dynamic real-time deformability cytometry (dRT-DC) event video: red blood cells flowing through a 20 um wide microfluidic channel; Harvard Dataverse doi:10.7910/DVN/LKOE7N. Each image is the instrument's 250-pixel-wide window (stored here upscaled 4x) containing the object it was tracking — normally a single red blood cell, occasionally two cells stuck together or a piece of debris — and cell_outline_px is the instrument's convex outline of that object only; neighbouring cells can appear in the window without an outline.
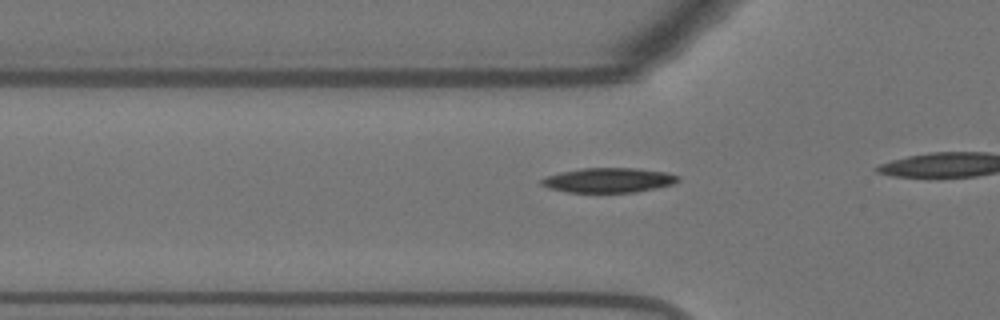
{"species": "Egyptian fruit bat (a non-hibernating species)", "species_latin": "Rousettus aegyptiacus", "temperature_condition": "warm", "stored_images_in_passage": 14, "camera_frame_rate_fps": 3000, "um_per_image_px": 0.085, "animal": {"sex": "female"}, "frame": {"image": 1, "passage_image": 8, "time_ms": 2.333, "image_size_px": [1000, 320], "cell_outline_px": [[680, 180], [672, 184], [656, 188], [636, 192], [568, 192], [548, 188], [540, 184], [540, 180], [548, 176], [560, 172], [580, 168], [632, 168], [664, 172], [680, 176]], "centroid_in_image_um": [51.71, 15.31], "position_along_channel_um": 74.1, "area_um2": 19.54}}
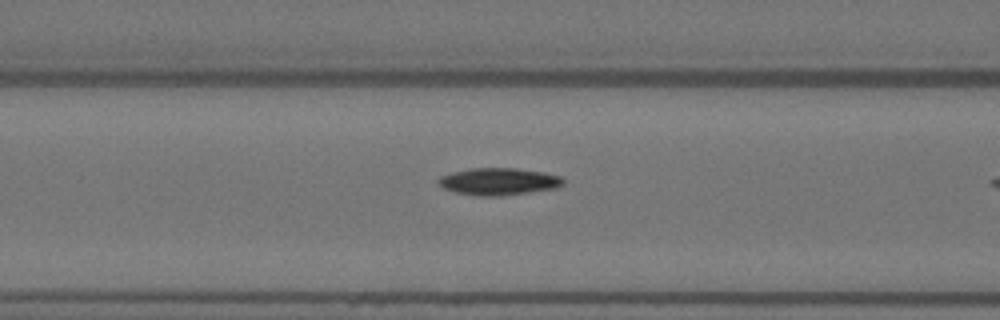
{"frame": {"image": 2, "passage_image": 12, "time_ms": 3.667, "image_size_px": [1000, 320], "cell_outline_px": [[564, 184], [556, 188], [500, 196], [480, 196], [456, 192], [444, 188], [436, 180], [440, 176], [452, 172], [472, 168], [516, 168], [544, 172], [560, 176], [564, 180]], "centroid_in_image_um": [42.39, 15.42], "position_along_channel_um": 124.2, "area_um2": 19.65}}